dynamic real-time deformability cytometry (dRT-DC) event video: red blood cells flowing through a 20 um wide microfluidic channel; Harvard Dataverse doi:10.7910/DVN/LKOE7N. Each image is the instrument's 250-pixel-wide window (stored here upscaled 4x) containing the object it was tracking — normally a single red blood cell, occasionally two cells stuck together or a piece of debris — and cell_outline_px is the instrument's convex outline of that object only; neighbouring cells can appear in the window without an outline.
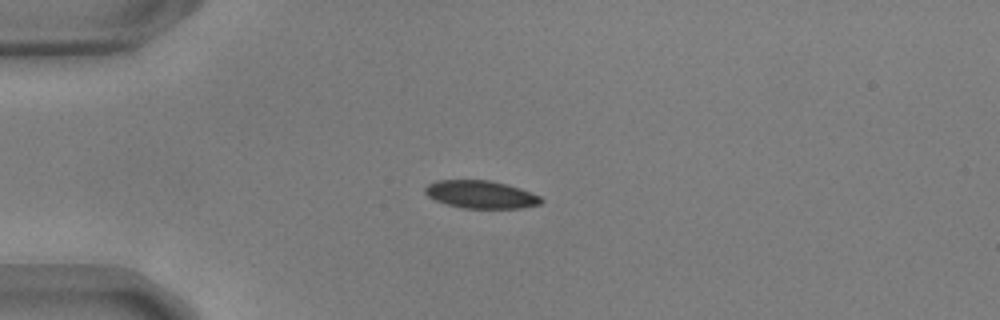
{"species": "common noctule bat (a hibernating species)", "species_latin": "Nyctalus noctula", "temperature_condition": "warm", "stored_images_in_passage": 42, "camera_frame_rate_fps": 3000, "um_per_image_px": 0.085, "animal": {"sex": "male", "body_mass_g": 17.9, "forearm_length_mm": 54.2}, "frame": {"image": 1, "passage_image": 1, "time_ms": 0.0, "image_size_px": [1000, 320], "cell_outline_px": [[544, 200], [540, 204], [520, 208], [464, 208], [448, 204], [436, 200], [428, 196], [424, 192], [424, 188], [428, 184], [436, 180], [488, 180], [508, 184], [520, 188], [540, 196]], "centroid_in_image_um": [40.88, 16.52], "position_along_channel_um": 44.1, "area_um2": 18.73}}
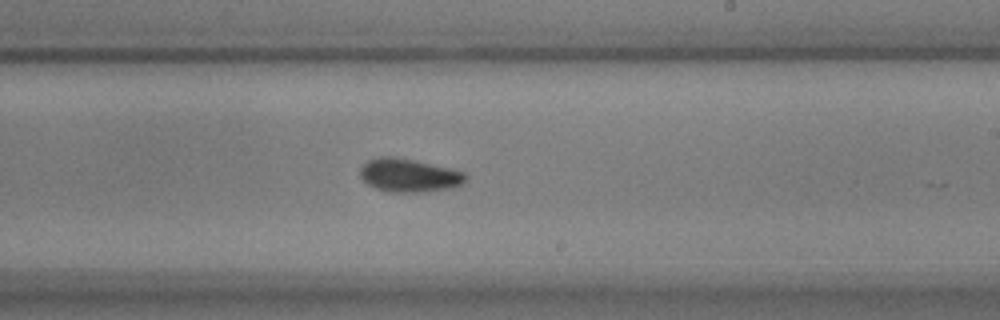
{"frame": {"image": 2, "passage_image": 20, "time_ms": 6.333, "image_size_px": [1000, 320], "cell_outline_px": [[468, 176], [464, 184], [452, 188], [420, 192], [388, 192], [376, 188], [368, 184], [360, 176], [360, 168], [368, 160], [380, 156], [392, 156], [412, 160], [448, 168], [464, 172]], "centroid_in_image_um": [34.77, 14.91], "position_along_channel_um": 254.2, "area_um2": 20.4}}
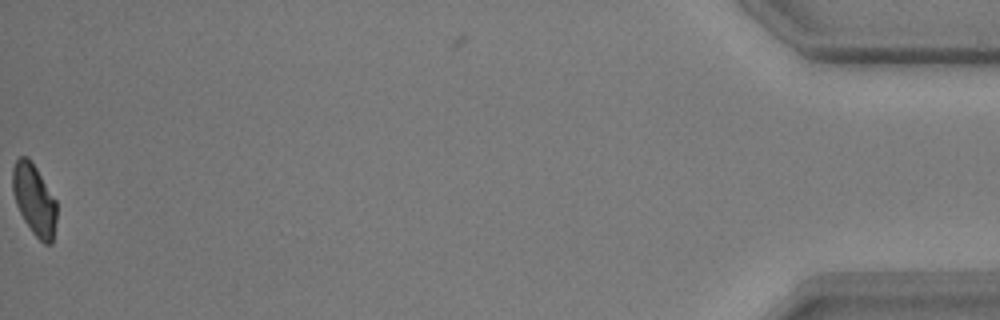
{"frame": {"image": 3, "passage_image": 42, "time_ms": 13.667, "image_size_px": [1000, 320], "cell_outline_px": [[56, 220], [52, 244], [44, 244], [32, 232], [24, 220], [16, 204], [12, 192], [12, 168], [16, 160], [20, 156], [28, 156], [36, 168], [56, 200]], "centroid_in_image_um": [2.9, 16.96], "position_along_channel_um": 432.3, "area_um2": 18.21}, "authors_computed_cell_mechanics": {"area_um2": 19.9988, "velocity_mm_per_s": 3.6948, "shape_relaxation_time_tau1_ms": 2.5797, "shape_relaxation_time_tau2_ms": 4.9671, "deformation_change_tau1": 0.1008, "deformation_change_tau2": 0.0616}}